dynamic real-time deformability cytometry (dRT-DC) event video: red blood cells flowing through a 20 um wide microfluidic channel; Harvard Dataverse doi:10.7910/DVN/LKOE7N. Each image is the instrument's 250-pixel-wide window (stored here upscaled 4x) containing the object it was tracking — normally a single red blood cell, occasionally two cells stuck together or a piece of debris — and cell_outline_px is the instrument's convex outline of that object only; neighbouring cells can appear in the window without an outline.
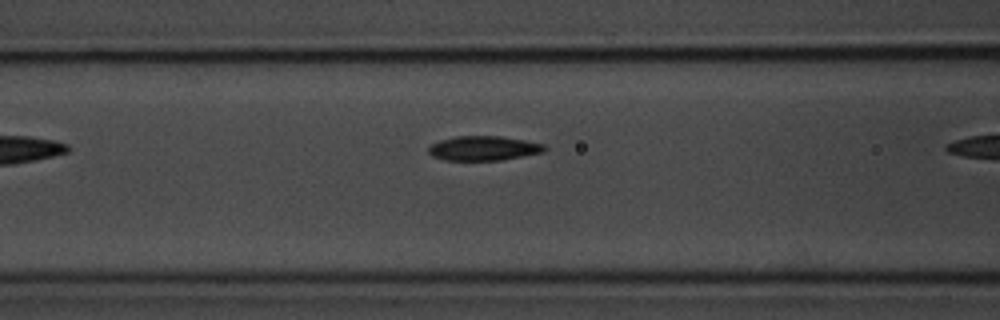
{"species": "common noctule bat (a hibernating species)", "species_latin": "Nyctalus noctula", "temperature_condition": "room temperature", "stored_images_in_passage": 4, "camera_frame_rate_fps": 3000, "um_per_image_px": 0.085, "animal": {"sex": "male", "body_mass_g": 20.1, "forearm_length_mm": 53.5}, "frame": {"image": 1, "passage_image": 3, "time_ms": 0.667, "image_size_px": [1000, 320], "cell_outline_px": [[548, 148], [540, 152], [524, 156], [500, 160], [444, 160], [432, 156], [428, 152], [428, 148], [432, 144], [440, 140], [456, 136], [500, 136], [524, 140], [544, 144]], "centroid_in_image_um": [41.08, 12.6], "position_along_channel_um": 125.5, "area_um2": 16.47}}